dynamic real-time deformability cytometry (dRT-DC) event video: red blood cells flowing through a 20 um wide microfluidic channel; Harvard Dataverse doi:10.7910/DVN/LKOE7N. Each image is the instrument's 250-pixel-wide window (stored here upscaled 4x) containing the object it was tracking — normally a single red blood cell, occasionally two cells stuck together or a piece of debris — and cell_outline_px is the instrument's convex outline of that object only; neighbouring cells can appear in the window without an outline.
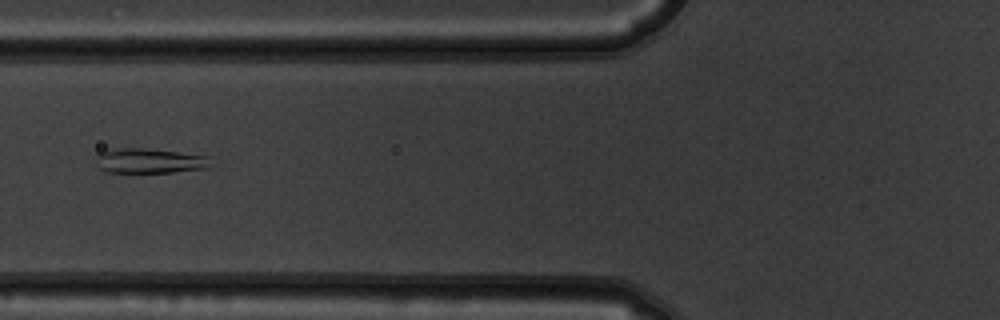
{"species": "common noctule bat (a hibernating species)", "species_latin": "Nyctalus noctula", "temperature_condition": "warm", "stored_images_in_passage": 7, "camera_frame_rate_fps": 3000, "um_per_image_px": 0.085, "animal": {"sex": "male", "body_mass_g": 19.5, "forearm_length_mm": 54.6}, "frame": {"image": 1, "passage_image": 7, "time_ms": 2.0, "image_size_px": [1000, 320], "cell_outline_px": [[208, 168], [172, 172], [108, 172], [100, 168], [96, 156], [100, 152], [116, 148], [144, 148], [208, 156]], "centroid_in_image_um": [12.68, 13.67], "position_along_channel_um": 113.1, "area_um2": 16.24}}